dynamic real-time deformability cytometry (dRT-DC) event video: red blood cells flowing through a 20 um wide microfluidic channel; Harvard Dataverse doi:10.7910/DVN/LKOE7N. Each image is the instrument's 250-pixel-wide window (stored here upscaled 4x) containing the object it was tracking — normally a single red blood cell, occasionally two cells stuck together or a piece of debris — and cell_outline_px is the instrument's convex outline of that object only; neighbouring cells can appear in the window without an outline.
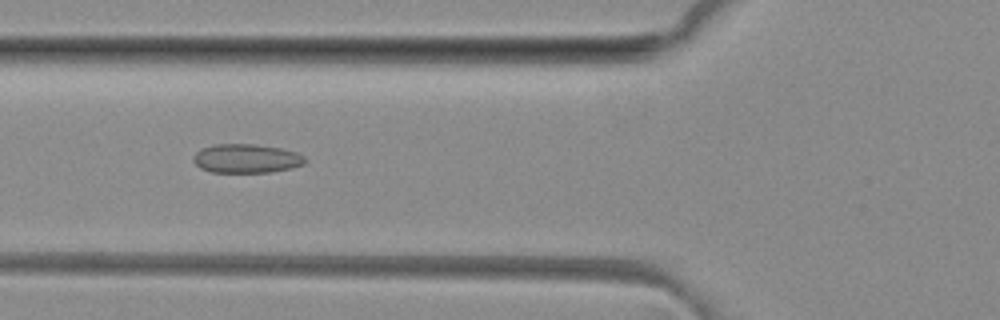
{"species": "common noctule bat (a hibernating species)", "species_latin": "Nyctalus noctula", "temperature_condition": "room temperature", "stored_images_in_passage": 40, "camera_frame_rate_fps": 3000, "um_per_image_px": 0.085, "animal": {"sex": "female", "body_mass_g": 29.2, "forearm_length_mm": 56.3}, "frame": {"image": 1, "passage_image": 9, "time_ms": 2.667, "image_size_px": [1000, 320], "cell_outline_px": [[308, 160], [304, 164], [292, 168], [272, 172], [212, 172], [200, 168], [192, 160], [192, 156], [196, 152], [204, 148], [216, 144], [256, 144], [280, 148], [296, 152], [304, 156]], "centroid_in_image_um": [20.96, 13.47], "position_along_channel_um": 104.8, "area_um2": 18.9}}
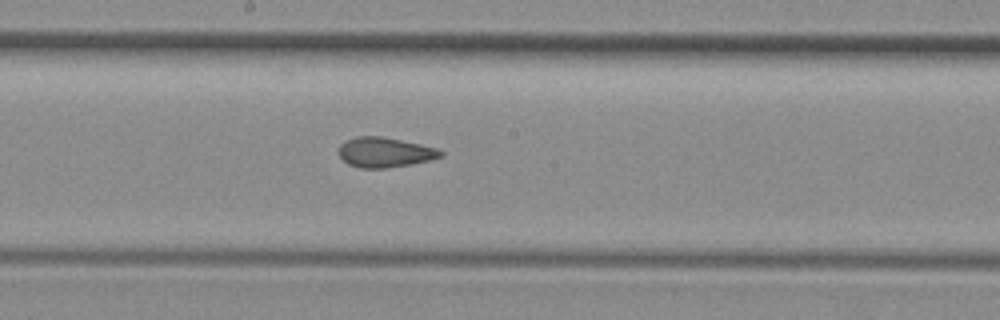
{"frame": {"image": 2, "passage_image": 17, "time_ms": 5.333, "image_size_px": [1000, 320], "cell_outline_px": [[444, 152], [440, 156], [432, 160], [412, 164], [384, 168], [360, 168], [348, 164], [336, 152], [340, 144], [356, 136], [384, 136], [420, 144], [436, 148]], "centroid_in_image_um": [32.69, 12.94], "position_along_channel_um": 215.5, "area_um2": 17.86}}
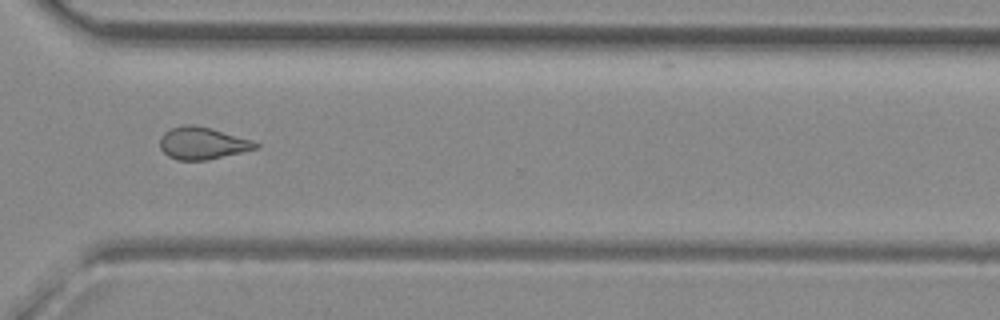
{"frame": {"image": 3, "passage_image": 27, "time_ms": 8.667, "image_size_px": [1000, 320], "cell_outline_px": [[260, 148], [208, 160], [176, 160], [168, 156], [160, 148], [160, 136], [164, 132], [172, 128], [184, 124], [196, 124], [212, 128], [252, 140], [260, 144]], "centroid_in_image_um": [17.22, 12.17], "position_along_channel_um": 353.4, "area_um2": 18.21}, "authors_computed_cell_mechanics": {"area_um2": 18.0336, "velocity_mm_per_s": 4.1393, "shape_relaxation_time_tau1_ms": null, "shape_relaxation_time_tau2_ms": 2.5173, "deformation_change_tau1": null, "deformation_change_tau2": 0.1027}}